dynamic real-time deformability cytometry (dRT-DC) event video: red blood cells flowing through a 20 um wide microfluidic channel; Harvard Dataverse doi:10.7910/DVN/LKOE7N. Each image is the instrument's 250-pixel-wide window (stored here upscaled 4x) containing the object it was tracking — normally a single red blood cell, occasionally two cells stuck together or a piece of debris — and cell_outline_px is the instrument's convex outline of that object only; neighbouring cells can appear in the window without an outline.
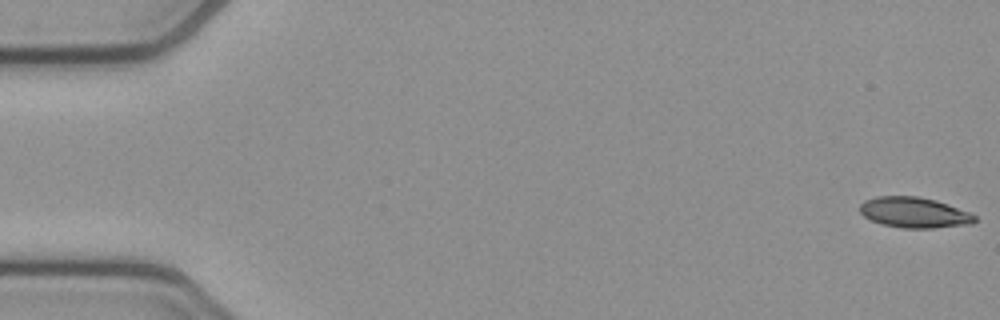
{"species": "common noctule bat (a hibernating species)", "species_latin": "Nyctalus noctula", "temperature_condition": "cold", "stored_images_in_passage": 53, "camera_frame_rate_fps": 3000, "um_per_image_px": 0.085, "animal": {"sex": "female", "body_mass_g": 21.9}, "frame": {"image": 1, "passage_image": 1, "time_ms": 0.0, "image_size_px": [1000, 320], "cell_outline_px": [[976, 220], [972, 224], [932, 228], [904, 228], [884, 224], [872, 220], [864, 216], [860, 212], [860, 204], [864, 200], [876, 196], [920, 196], [936, 200], [948, 204], [968, 212], [976, 216]], "centroid_in_image_um": [77.71, 18.05], "position_along_channel_um": 7.3, "area_um2": 20.4}}
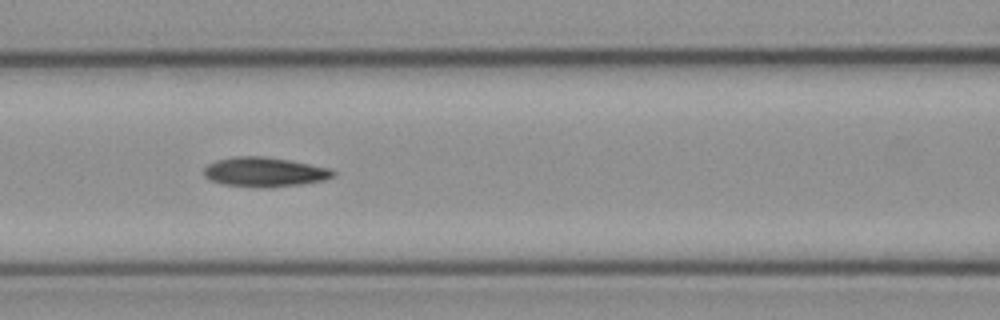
{"frame": {"image": 2, "passage_image": 23, "time_ms": 7.333, "image_size_px": [1000, 320], "cell_outline_px": [[336, 176], [324, 180], [300, 184], [272, 188], [256, 188], [224, 184], [212, 180], [204, 176], [204, 168], [208, 164], [216, 160], [236, 156], [264, 156], [288, 160], [332, 168], [336, 172]], "centroid_in_image_um": [22.52, 14.63], "position_along_channel_um": 144.1, "area_um2": 22.43}}
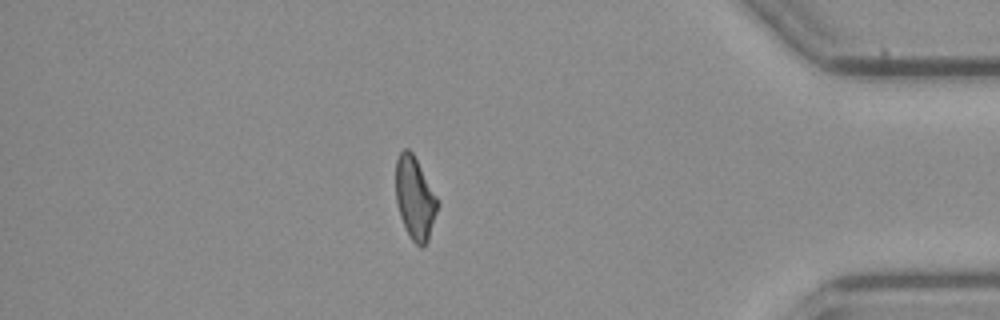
{"frame": {"image": 3, "passage_image": 46, "time_ms": 15.0, "image_size_px": [1000, 320], "cell_outline_px": [[440, 204], [428, 240], [420, 248], [412, 240], [400, 216], [396, 200], [396, 160], [400, 152], [404, 148], [408, 148], [412, 152], [440, 200]], "centroid_in_image_um": [35.29, 16.82], "position_along_channel_um": 399.9, "area_um2": 20.17}, "authors_computed_cell_mechanics": {"area_um2": 21.097, "velocity_mm_per_s": 3.8505, "shape_relaxation_time_tau1_ms": null, "shape_relaxation_time_tau2_ms": 5.1709, "deformation_change_tau1": null, "deformation_change_tau2": 0.126}}